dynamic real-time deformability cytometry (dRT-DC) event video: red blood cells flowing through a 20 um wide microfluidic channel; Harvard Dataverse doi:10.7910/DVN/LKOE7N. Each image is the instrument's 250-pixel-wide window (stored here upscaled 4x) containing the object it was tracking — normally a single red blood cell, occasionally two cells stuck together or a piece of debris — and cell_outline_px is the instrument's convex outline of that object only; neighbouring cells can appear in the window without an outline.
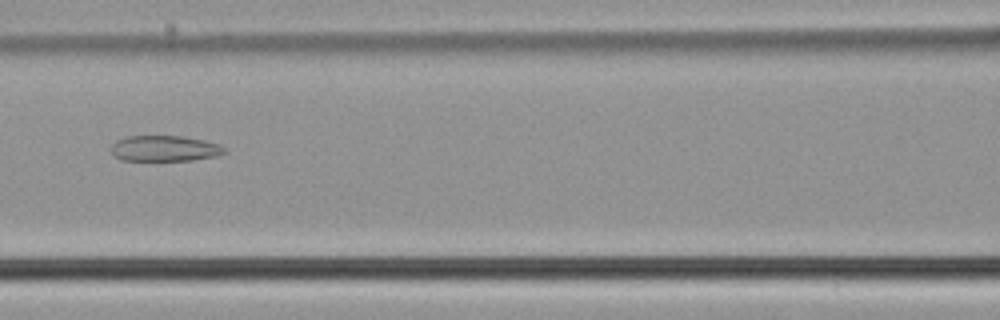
{"species": "common noctule bat (a hibernating species)", "species_latin": "Nyctalus noctula", "temperature_condition": "cold", "stored_images_in_passage": 6, "camera_frame_rate_fps": 3000, "um_per_image_px": 0.085, "animal": {"sex": "male", "body_mass_g": 21.5, "forearm_length_mm": 52.0}, "frame": {"image": 1, "passage_image": 6, "time_ms": 1.667, "image_size_px": [1000, 320], "cell_outline_px": [[228, 152], [216, 156], [192, 160], [120, 160], [112, 156], [112, 144], [116, 140], [128, 136], [184, 136], [204, 140], [220, 144], [228, 148]], "centroid_in_image_um": [14.03, 12.61], "position_along_channel_um": 152.6, "area_um2": 17.22}}